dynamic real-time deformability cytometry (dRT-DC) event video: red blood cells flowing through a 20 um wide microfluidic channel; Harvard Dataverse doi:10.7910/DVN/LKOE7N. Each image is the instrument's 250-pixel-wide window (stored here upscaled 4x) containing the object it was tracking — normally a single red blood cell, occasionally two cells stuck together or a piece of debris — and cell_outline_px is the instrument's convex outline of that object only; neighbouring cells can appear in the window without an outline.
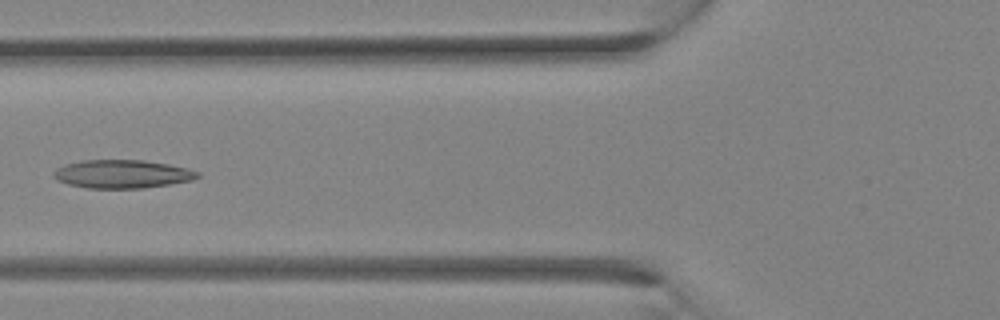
{"species": "Egyptian fruit bat (a non-hibernating species)", "species_latin": "Rousettus aegyptiacus", "temperature_condition": "room temperature", "stored_images_in_passage": 21, "camera_frame_rate_fps": 3000, "um_per_image_px": 0.085, "animal": {"sex": "female"}, "frame": {"image": 1, "passage_image": 12, "time_ms": 3.667, "image_size_px": [1000, 320], "cell_outline_px": [[200, 176], [192, 180], [144, 188], [88, 188], [68, 184], [56, 180], [52, 176], [52, 172], [56, 168], [64, 164], [80, 160], [144, 160], [168, 164], [188, 168], [200, 172]], "centroid_in_image_um": [10.35, 14.78], "position_along_channel_um": 115.4, "area_um2": 23.93}}
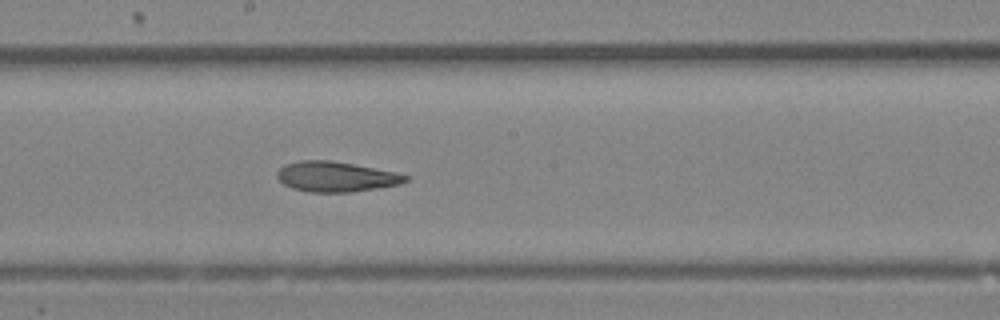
{"frame": {"image": 2, "passage_image": 17, "time_ms": 5.333, "image_size_px": [1000, 320], "cell_outline_px": [[408, 180], [400, 184], [380, 188], [352, 192], [312, 192], [292, 188], [284, 184], [276, 176], [276, 172], [284, 164], [300, 160], [328, 160], [352, 164], [396, 172], [408, 176]], "centroid_in_image_um": [28.55, 15.02], "position_along_channel_um": 219.7, "area_um2": 22.54}}
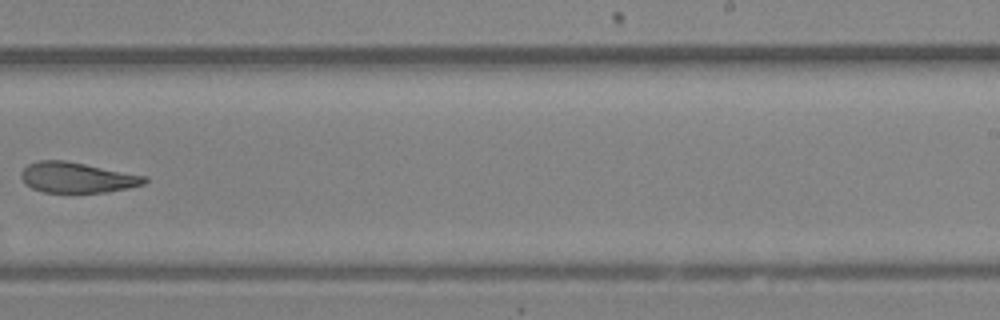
{"frame": {"image": 3, "passage_image": 20, "time_ms": 6.333, "image_size_px": [1000, 320], "cell_outline_px": [[148, 180], [144, 184], [128, 188], [108, 192], [44, 192], [32, 188], [24, 184], [20, 176], [20, 172], [28, 164], [40, 160], [64, 160], [148, 176]], "centroid_in_image_um": [6.55, 15.09], "position_along_channel_um": 282.5, "area_um2": 21.96}}